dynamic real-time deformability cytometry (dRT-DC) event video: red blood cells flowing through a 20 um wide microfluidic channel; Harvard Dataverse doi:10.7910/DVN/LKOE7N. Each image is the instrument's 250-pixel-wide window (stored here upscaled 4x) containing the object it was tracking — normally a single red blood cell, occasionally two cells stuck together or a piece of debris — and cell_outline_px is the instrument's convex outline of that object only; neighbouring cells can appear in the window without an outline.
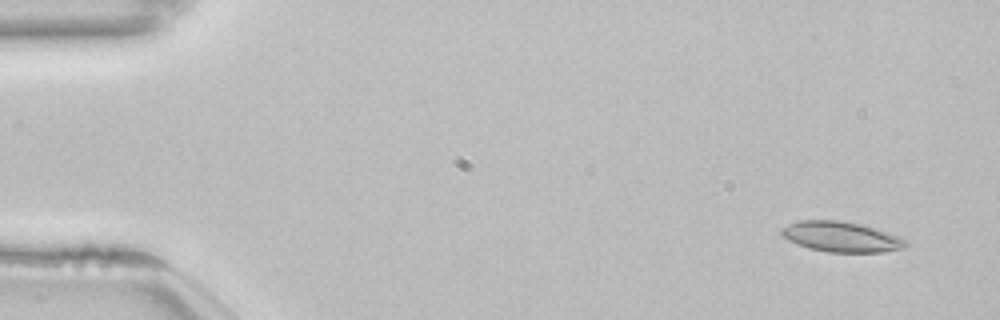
{"species": "common noctule bat (a hibernating species)", "species_latin": "Nyctalus noctula", "temperature_condition": "room temperature", "stored_images_in_passage": 54, "camera_frame_rate_fps": 3000, "um_per_image_px": 0.085, "animal": {"sex": "female", "body_mass_g": 22.7, "forearm_length_mm": 54.2}, "frame": {"image": 1, "passage_image": 4, "time_ms": 1.0, "image_size_px": [1000, 320], "cell_outline_px": [[908, 248], [884, 252], [828, 252], [808, 248], [788, 240], [780, 232], [780, 228], [788, 224], [800, 220], [840, 220], [860, 224], [876, 228], [908, 240]], "centroid_in_image_um": [71.54, 20.13], "position_along_channel_um": 13.5, "area_um2": 22.14}}
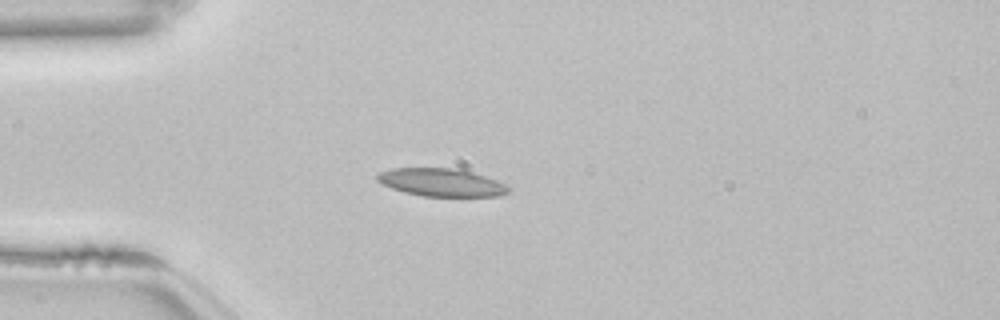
{"frame": {"image": 2, "passage_image": 15, "time_ms": 4.667, "image_size_px": [1000, 320], "cell_outline_px": [[512, 188], [508, 192], [496, 196], [424, 196], [404, 192], [392, 188], [376, 180], [376, 176], [380, 172], [392, 168], [456, 168], [472, 172], [496, 180]], "centroid_in_image_um": [37.51, 15.5], "position_along_channel_um": 47.5, "area_um2": 21.15}}
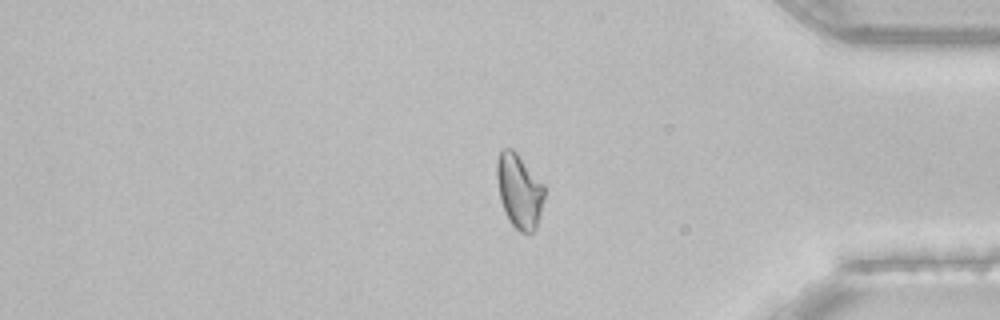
{"frame": {"image": 3, "passage_image": 45, "time_ms": 14.667, "image_size_px": [1000, 320], "cell_outline_px": [[544, 200], [536, 228], [532, 232], [520, 232], [508, 220], [500, 200], [496, 180], [496, 160], [500, 152], [504, 148], [512, 148], [516, 152], [544, 184]], "centroid_in_image_um": [44.12, 16.22], "position_along_channel_um": 391.1, "area_um2": 20.63}, "authors_computed_cell_mechanics": {"area_um2": 21.2704, "velocity_mm_per_s": 3.8366, "shape_relaxation_time_tau1_ms": 9.5144, "shape_relaxation_time_tau2_ms": 5.7729, "deformation_change_tau1": 0.1551, "deformation_change_tau2": 0.1039}}